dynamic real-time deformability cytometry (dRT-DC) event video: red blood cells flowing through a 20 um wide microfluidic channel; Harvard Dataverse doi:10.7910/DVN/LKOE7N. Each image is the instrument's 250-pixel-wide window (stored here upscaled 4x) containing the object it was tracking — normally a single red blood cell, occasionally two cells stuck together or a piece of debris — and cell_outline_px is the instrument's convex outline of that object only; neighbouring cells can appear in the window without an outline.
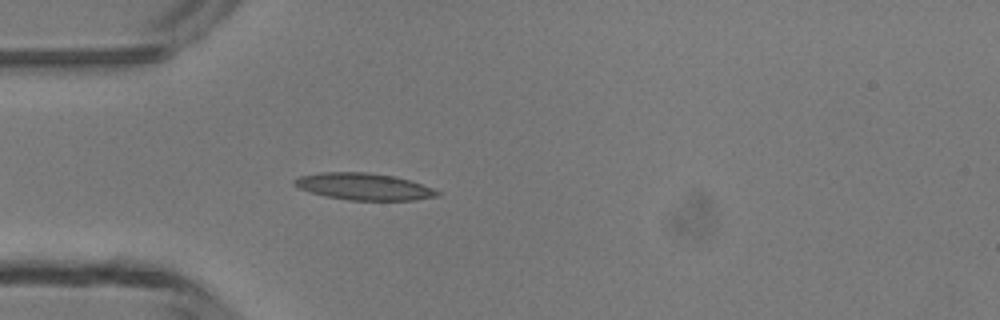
{"species": "common noctule bat (a hibernating species)", "species_latin": "Nyctalus noctula", "temperature_condition": "room temperature", "stored_images_in_passage": 3, "camera_frame_rate_fps": 3000, "um_per_image_px": 0.085, "animal": {"sex": "male", "body_mass_g": 13.3}, "frame": {"image": 1, "passage_image": 3, "time_ms": 2.333, "image_size_px": [1000, 320], "cell_outline_px": [[440, 196], [416, 200], [348, 200], [328, 196], [312, 192], [300, 188], [292, 184], [292, 180], [300, 176], [320, 172], [368, 172], [396, 176], [432, 188], [440, 192]], "centroid_in_image_um": [30.93, 15.85], "position_along_channel_um": 54.1, "area_um2": 22.25}}